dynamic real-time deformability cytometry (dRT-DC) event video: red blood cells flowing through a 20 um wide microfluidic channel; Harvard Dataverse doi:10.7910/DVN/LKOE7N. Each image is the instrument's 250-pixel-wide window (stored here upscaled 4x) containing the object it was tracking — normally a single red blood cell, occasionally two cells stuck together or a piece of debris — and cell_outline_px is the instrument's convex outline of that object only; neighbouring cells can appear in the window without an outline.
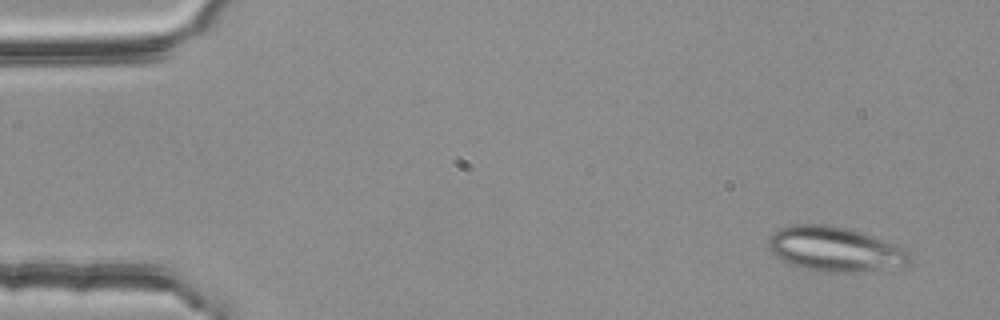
{"species": "common noctule bat (a hibernating species)", "species_latin": "Nyctalus noctula", "temperature_condition": "room temperature", "stored_images_in_passage": 3, "camera_frame_rate_fps": 3000, "um_per_image_px": 0.085, "animal": {"sex": "female", "body_mass_g": 25.1}, "frame": {"image": 1, "passage_image": 1, "time_ms": 0.0, "image_size_px": [1000, 320], "cell_outline_px": [[912, 260], [908, 264], [856, 272], [824, 272], [800, 268], [788, 264], [780, 260], [768, 248], [768, 236], [772, 232], [780, 228], [792, 224], [828, 224], [844, 228], [872, 236], [908, 248], [912, 252]], "centroid_in_image_um": [70.94, 21.17], "position_along_channel_um": 14.1, "area_um2": 37.05}}